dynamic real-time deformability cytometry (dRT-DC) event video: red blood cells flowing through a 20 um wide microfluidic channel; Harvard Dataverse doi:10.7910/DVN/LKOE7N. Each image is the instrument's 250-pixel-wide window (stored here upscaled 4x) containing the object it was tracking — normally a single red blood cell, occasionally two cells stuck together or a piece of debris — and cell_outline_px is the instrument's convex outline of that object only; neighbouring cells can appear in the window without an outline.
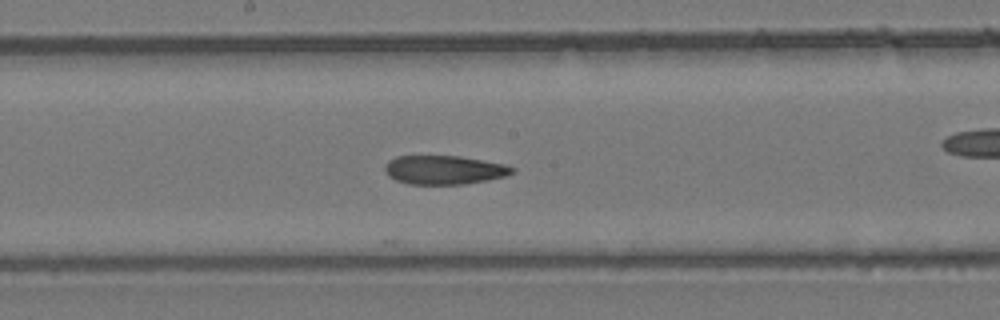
{"species": "common noctule bat (a hibernating species)", "species_latin": "Nyctalus noctula", "temperature_condition": "room temperature", "stored_images_in_passage": 21, "camera_frame_rate_fps": 3000, "um_per_image_px": 0.085, "animal": {"sex": "female", "body_mass_g": 24.6, "forearm_length_mm": 56.2}, "frame": {"image": 1, "passage_image": 12, "time_ms": 3.667, "image_size_px": [1000, 320], "cell_outline_px": [[516, 172], [504, 176], [488, 180], [464, 184], [408, 184], [396, 180], [388, 176], [384, 172], [384, 168], [388, 160], [396, 156], [460, 156], [504, 164], [516, 168]], "centroid_in_image_um": [37.74, 14.44], "position_along_channel_um": 210.5, "area_um2": 21.5}}
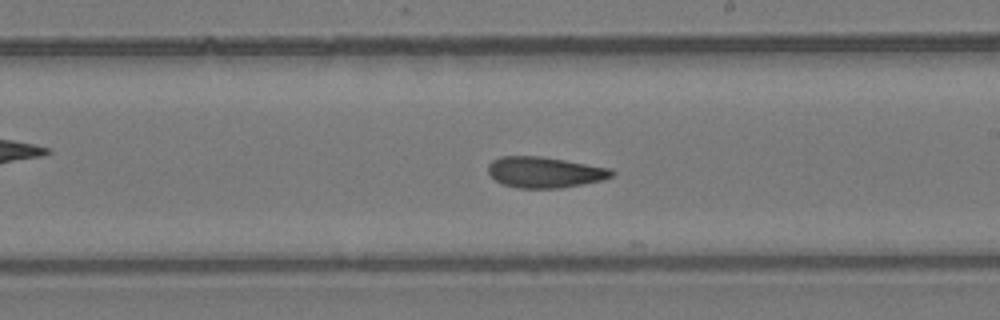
{"frame": {"image": 2, "passage_image": 14, "time_ms": 4.333, "image_size_px": [1000, 320], "cell_outline_px": [[616, 172], [612, 176], [600, 180], [560, 188], [516, 188], [504, 184], [496, 180], [488, 172], [488, 164], [492, 160], [500, 156], [540, 156], [612, 168]], "centroid_in_image_um": [46.29, 14.63], "position_along_channel_um": 242.7, "area_um2": 22.14}}